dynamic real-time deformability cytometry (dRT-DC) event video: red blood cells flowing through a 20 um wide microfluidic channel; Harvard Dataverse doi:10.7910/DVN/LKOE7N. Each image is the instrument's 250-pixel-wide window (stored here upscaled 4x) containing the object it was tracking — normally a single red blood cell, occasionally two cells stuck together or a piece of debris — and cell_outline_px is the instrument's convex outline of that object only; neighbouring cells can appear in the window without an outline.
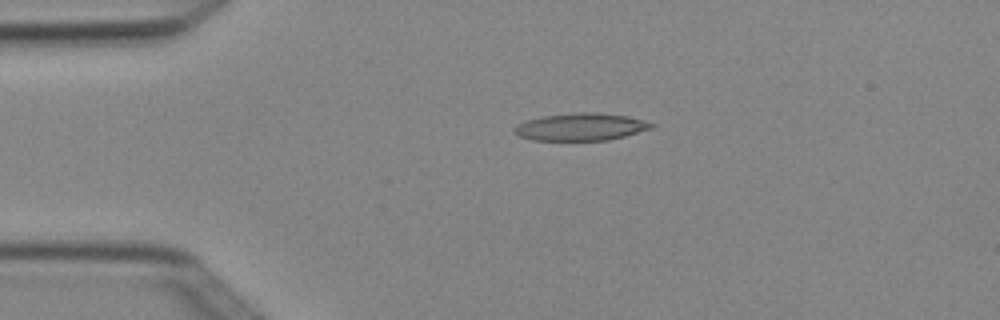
{"species": "Egyptian fruit bat (a non-hibernating species)", "species_latin": "Rousettus aegyptiacus", "temperature_condition": "cold", "stored_images_in_passage": 4, "camera_frame_rate_fps": 3000, "um_per_image_px": 0.085, "animal": {"sex": "female"}, "frame": {"image": 1, "passage_image": 3, "time_ms": 0.667, "image_size_px": [1000, 320], "cell_outline_px": [[656, 124], [652, 128], [624, 136], [608, 140], [532, 140], [520, 136], [512, 132], [512, 128], [516, 124], [528, 120], [544, 116], [580, 112], [596, 112], [628, 116]], "centroid_in_image_um": [49.35, 10.78], "position_along_channel_um": 35.7, "area_um2": 21.79}}